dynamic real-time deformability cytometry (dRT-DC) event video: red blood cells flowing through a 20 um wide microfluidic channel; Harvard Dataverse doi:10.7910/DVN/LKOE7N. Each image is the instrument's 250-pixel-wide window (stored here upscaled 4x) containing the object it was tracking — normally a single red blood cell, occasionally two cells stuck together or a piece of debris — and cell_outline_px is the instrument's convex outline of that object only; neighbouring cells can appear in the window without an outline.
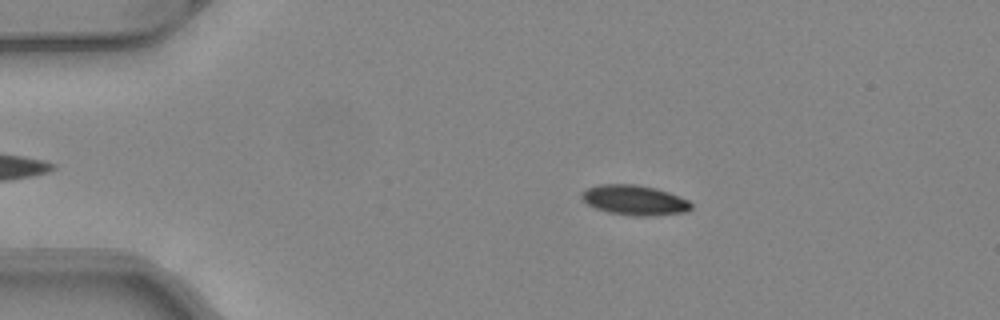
{"species": "common noctule bat (a hibernating species)", "species_latin": "Nyctalus noctula", "temperature_condition": "warm", "stored_images_in_passage": 51, "camera_frame_rate_fps": 3000, "um_per_image_px": 0.085, "animal": {"sex": "female", "body_mass_g": 24.6, "forearm_length_mm": 56.2}, "frame": {"image": 1, "passage_image": 11, "time_ms": 3.333, "image_size_px": [1000, 320], "cell_outline_px": [[692, 208], [688, 212], [652, 216], [632, 216], [608, 212], [596, 208], [588, 204], [580, 196], [588, 188], [600, 184], [636, 184], [656, 188], [668, 192], [688, 200], [692, 204]], "centroid_in_image_um": [53.97, 17.02], "position_along_channel_um": 31.0, "area_um2": 19.13}}
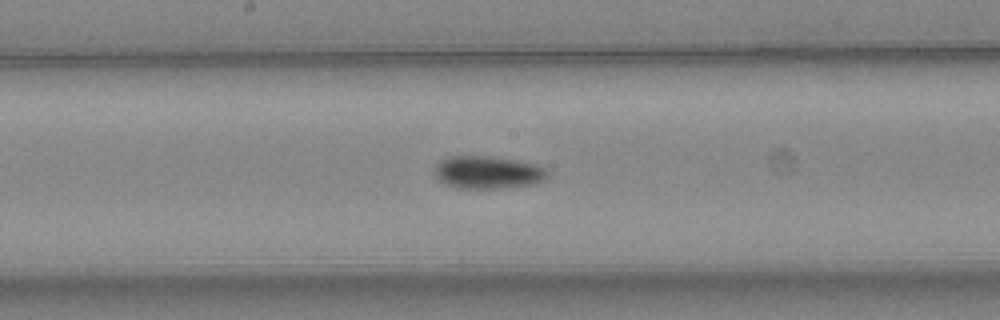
{"frame": {"image": 2, "passage_image": 28, "time_ms": 9.0, "image_size_px": [1000, 320], "cell_outline_px": [[548, 176], [544, 180], [536, 184], [500, 188], [456, 188], [444, 184], [436, 180], [432, 172], [436, 164], [440, 160], [448, 156], [488, 156], [516, 160], [536, 164], [544, 168], [548, 172]], "centroid_in_image_um": [41.4, 14.65], "position_along_channel_um": 206.8, "area_um2": 21.91}}
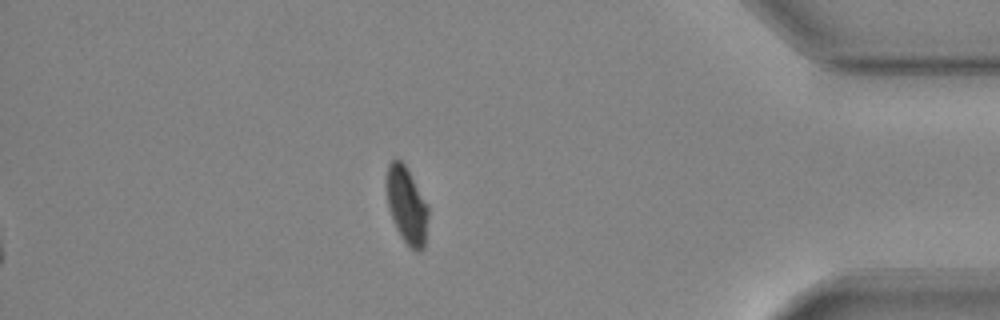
{"frame": {"image": 3, "passage_image": 45, "time_ms": 14.667, "image_size_px": [1000, 320], "cell_outline_px": [[428, 216], [424, 248], [420, 252], [416, 252], [400, 236], [396, 228], [388, 208], [388, 164], [396, 156], [404, 164], [428, 204]], "centroid_in_image_um": [34.6, 17.48], "position_along_channel_um": 400.6, "area_um2": 18.32}, "authors_computed_cell_mechanics": {"area_um2": 19.4208, "velocity_mm_per_s": 4.0969, "shape_relaxation_time_tau1_ms": 5.4912, "shape_relaxation_time_tau2_ms": null, "deformation_change_tau1": 0.1355, "deformation_change_tau2": null}}